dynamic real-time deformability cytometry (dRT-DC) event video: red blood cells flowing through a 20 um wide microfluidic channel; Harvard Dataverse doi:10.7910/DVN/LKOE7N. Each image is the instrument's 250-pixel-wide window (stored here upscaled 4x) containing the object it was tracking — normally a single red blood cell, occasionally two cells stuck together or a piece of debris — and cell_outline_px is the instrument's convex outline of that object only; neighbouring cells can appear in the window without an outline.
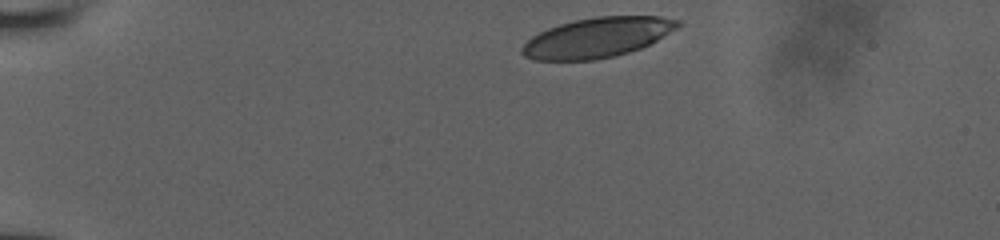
{"species": "human", "species_latin": "Homo sapiens", "temperature_condition": "room temperature", "stored_images_in_passage": 9, "camera_frame_rate_fps": 3000, "um_per_image_px": 0.085, "donor": {"sex": "male"}, "frame": {"image": 1, "passage_image": 1, "time_ms": 0.0, "image_size_px": [1000, 240], "cell_outline_px": [[684, 24], [656, 40], [640, 48], [628, 52], [596, 60], [536, 60], [524, 56], [520, 52], [520, 48], [532, 36], [548, 28], [560, 24], [576, 20], [596, 16], [660, 16], [680, 20]], "centroid_in_image_um": [50.77, 3.18], "position_along_channel_um": 34.2, "area_um2": 36.07}}
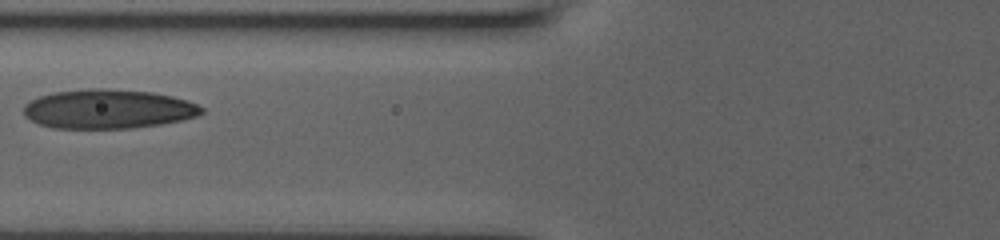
{"frame": {"image": 2, "passage_image": 6, "time_ms": 4.0, "image_size_px": [1000, 240], "cell_outline_px": [[204, 112], [196, 116], [180, 120], [160, 124], [132, 128], [52, 128], [40, 124], [32, 120], [24, 112], [24, 104], [40, 96], [52, 92], [88, 88], [104, 88], [152, 92], [172, 96], [188, 100], [204, 108]], "centroid_in_image_um": [9.2, 9.25], "position_along_channel_um": 116.6, "area_um2": 40.58}}
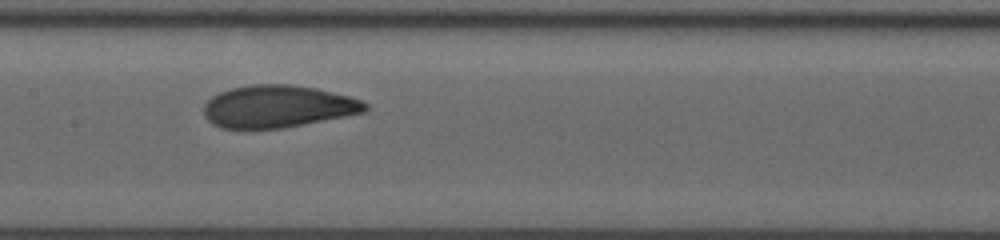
{"frame": {"image": 3, "passage_image": 8, "time_ms": 5.667, "image_size_px": [1000, 240], "cell_outline_px": [[368, 108], [364, 112], [284, 128], [220, 128], [212, 124], [204, 116], [204, 104], [212, 96], [220, 92], [232, 88], [252, 84], [292, 84], [316, 88], [348, 96], [360, 100], [368, 104]], "centroid_in_image_um": [23.59, 9.04], "position_along_channel_um": 183.8, "area_um2": 39.65}}